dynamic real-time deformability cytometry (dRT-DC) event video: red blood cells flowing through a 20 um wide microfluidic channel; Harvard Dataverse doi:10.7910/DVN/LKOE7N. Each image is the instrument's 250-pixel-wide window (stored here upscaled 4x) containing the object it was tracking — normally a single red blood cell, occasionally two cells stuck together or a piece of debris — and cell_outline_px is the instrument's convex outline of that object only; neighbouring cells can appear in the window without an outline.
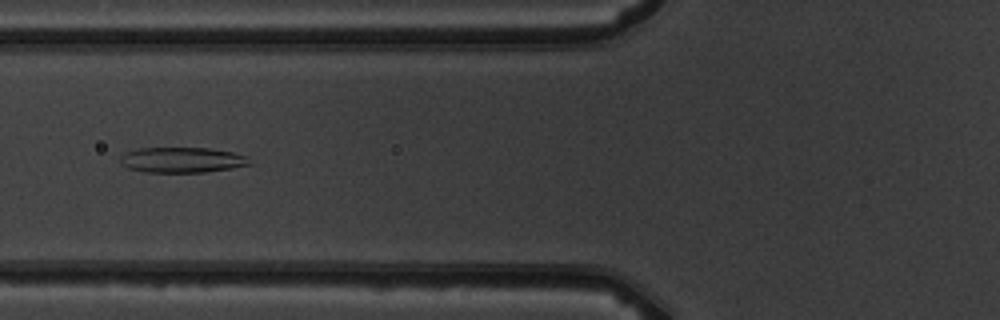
{"species": "common noctule bat (a hibernating species)", "species_latin": "Nyctalus noctula", "temperature_condition": "warm", "stored_images_in_passage": 5, "camera_frame_rate_fps": 3000, "um_per_image_px": 0.085, "animal": {"sex": "male", "body_mass_g": 19.5, "forearm_length_mm": 54.6}, "frame": {"image": 1, "passage_image": 5, "time_ms": 4.333, "image_size_px": [1000, 320], "cell_outline_px": [[252, 164], [232, 168], [204, 172], [144, 172], [128, 168], [120, 164], [120, 156], [124, 152], [136, 148], [208, 148], [232, 152], [248, 156]], "centroid_in_image_um": [15.45, 13.59], "position_along_channel_um": 110.4, "area_um2": 19.31}}